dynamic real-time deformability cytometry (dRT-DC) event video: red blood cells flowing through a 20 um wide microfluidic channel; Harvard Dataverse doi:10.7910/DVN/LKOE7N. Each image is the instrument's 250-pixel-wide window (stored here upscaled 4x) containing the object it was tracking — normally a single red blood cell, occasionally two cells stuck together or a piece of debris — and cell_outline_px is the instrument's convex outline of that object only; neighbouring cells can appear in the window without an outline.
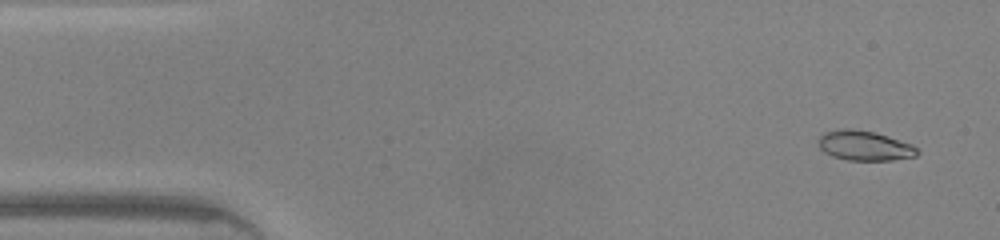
{"species": "common noctule bat (a hibernating species)", "species_latin": "Nyctalus noctula", "temperature_condition": "warm", "stored_images_in_passage": 46, "camera_frame_rate_fps": 3000, "um_per_image_px": 0.085, "animal": {"sex": "male", "body_mass_g": 20.0, "forearm_length_mm": 53.3}, "frame": {"image": 1, "passage_image": 3, "time_ms": 0.667, "image_size_px": [1000, 240], "cell_outline_px": [[920, 152], [916, 156], [892, 160], [848, 160], [832, 156], [824, 152], [820, 148], [820, 136], [824, 132], [840, 128], [848, 128], [876, 132], [912, 144]], "centroid_in_image_um": [73.5, 12.37], "position_along_channel_um": 11.5, "area_um2": 17.17}}
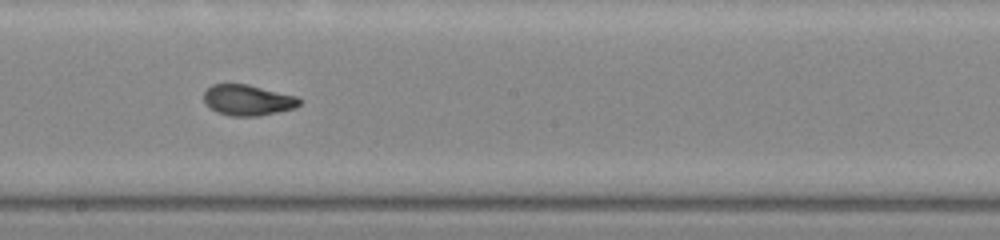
{"frame": {"image": 2, "passage_image": 25, "time_ms": 8.0, "image_size_px": [1000, 240], "cell_outline_px": [[300, 104], [296, 108], [256, 116], [228, 116], [216, 112], [204, 104], [204, 92], [212, 84], [248, 84], [296, 96], [300, 100]], "centroid_in_image_um": [21.02, 8.51], "position_along_channel_um": 227.2, "area_um2": 17.17}}
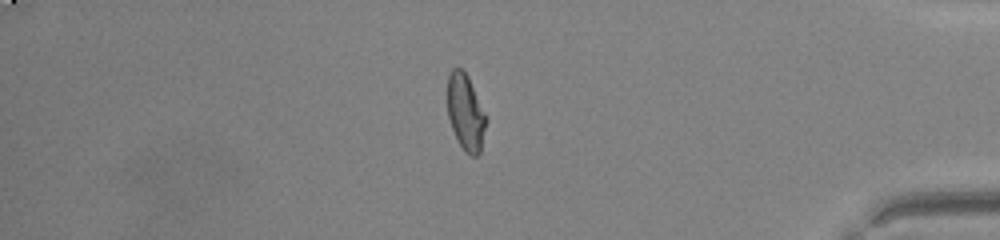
{"frame": {"image": 3, "passage_image": 39, "time_ms": 12.667, "image_size_px": [1000, 240], "cell_outline_px": [[488, 120], [480, 152], [476, 156], [472, 156], [464, 152], [456, 140], [448, 116], [448, 76], [452, 68], [464, 68], [468, 76]], "centroid_in_image_um": [39.58, 9.57], "position_along_channel_um": 395.6, "area_um2": 17.34}, "authors_computed_cell_mechanics": {"area_um2": 17.2533, "velocity_mm_per_s": 4.4214, "shape_relaxation_time_tau1_ms": 7.6481, "shape_relaxation_time_tau2_ms": 0.9101, "deformation_change_tau1": 0.2474, "deformation_change_tau2": 0.0505}}